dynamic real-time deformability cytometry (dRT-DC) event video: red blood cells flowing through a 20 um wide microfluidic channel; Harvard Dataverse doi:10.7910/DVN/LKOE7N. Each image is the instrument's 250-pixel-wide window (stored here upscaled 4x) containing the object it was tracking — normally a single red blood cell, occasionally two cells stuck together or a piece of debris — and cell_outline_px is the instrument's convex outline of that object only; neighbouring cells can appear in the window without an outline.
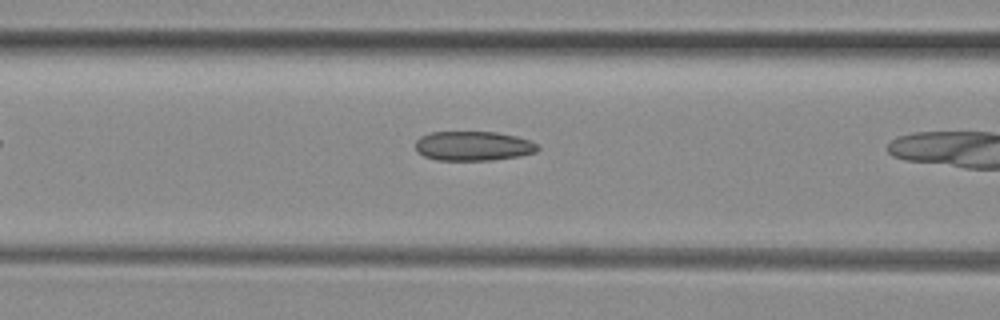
{"species": "common noctule bat (a hibernating species)", "species_latin": "Nyctalus noctula", "temperature_condition": "room temperature", "stored_images_in_passage": 8, "camera_frame_rate_fps": 3000, "um_per_image_px": 0.085, "animal": {"sex": "female", "body_mass_g": 29.2, "forearm_length_mm": 56.3}, "frame": {"image": 1, "passage_image": 6, "time_ms": 1.667, "image_size_px": [1000, 320], "cell_outline_px": [[540, 148], [536, 152], [520, 156], [492, 160], [436, 160], [424, 156], [416, 152], [416, 140], [420, 136], [432, 132], [496, 132], [516, 136], [528, 140], [536, 144]], "centroid_in_image_um": [40.21, 12.41], "position_along_channel_um": 126.4, "area_um2": 21.04}}